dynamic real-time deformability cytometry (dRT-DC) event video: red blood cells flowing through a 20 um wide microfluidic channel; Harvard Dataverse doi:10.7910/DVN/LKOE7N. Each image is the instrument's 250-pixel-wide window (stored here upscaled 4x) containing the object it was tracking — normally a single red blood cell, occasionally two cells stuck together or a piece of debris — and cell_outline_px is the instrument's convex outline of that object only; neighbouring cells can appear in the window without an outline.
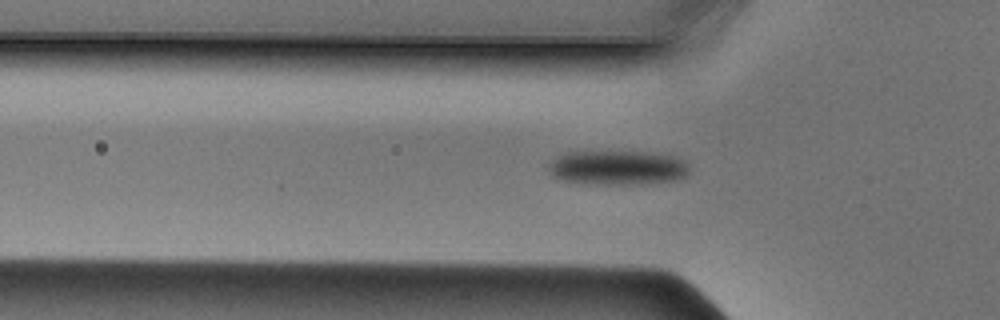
{"species": "Egyptian fruit bat (a non-hibernating species)", "species_latin": "Rousettus aegyptiacus", "temperature_condition": "cold", "stored_images_in_passage": 35, "camera_frame_rate_fps": 3000, "um_per_image_px": 0.085, "animal": {"sex": "male"}, "frame": {"image": 1, "passage_image": 2, "time_ms": 0.333, "image_size_px": [1000, 320], "cell_outline_px": [[688, 176], [676, 180], [640, 184], [592, 184], [564, 180], [552, 176], [548, 172], [548, 164], [556, 156], [568, 152], [644, 152], [676, 156], [688, 160]], "centroid_in_image_um": [52.52, 14.25], "position_along_channel_um": 73.3, "area_um2": 28.5}}
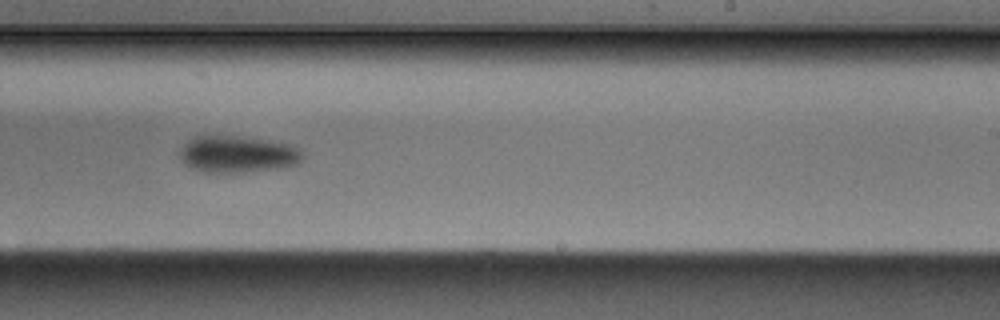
{"frame": {"image": 2, "passage_image": 16, "time_ms": 5.0, "image_size_px": [1000, 320], "cell_outline_px": [[304, 156], [300, 164], [280, 168], [244, 172], [204, 172], [192, 168], [184, 164], [180, 156], [180, 148], [188, 140], [196, 136], [236, 136], [268, 140], [292, 144]], "centroid_in_image_um": [20.2, 13.11], "position_along_channel_um": 268.8, "area_um2": 26.36}}
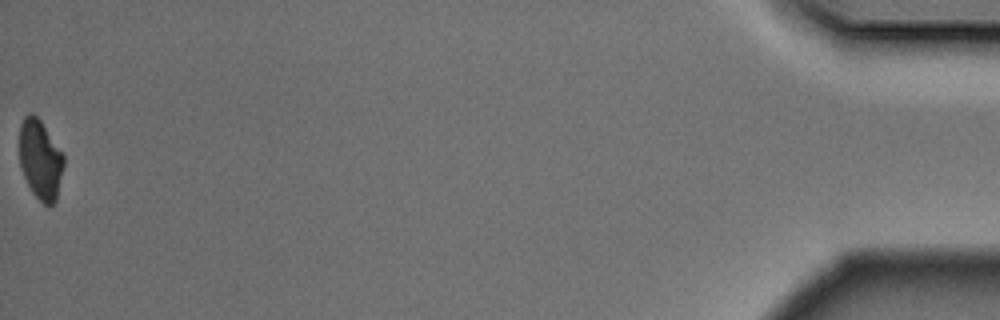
{"frame": {"image": 3, "passage_image": 35, "time_ms": 11.333, "image_size_px": [1000, 320], "cell_outline_px": [[64, 164], [56, 200], [52, 204], [44, 204], [32, 192], [20, 168], [20, 124], [24, 116], [28, 112], [32, 112], [40, 120], [64, 156]], "centroid_in_image_um": [3.41, 13.54], "position_along_channel_um": 431.8, "area_um2": 20.29}}